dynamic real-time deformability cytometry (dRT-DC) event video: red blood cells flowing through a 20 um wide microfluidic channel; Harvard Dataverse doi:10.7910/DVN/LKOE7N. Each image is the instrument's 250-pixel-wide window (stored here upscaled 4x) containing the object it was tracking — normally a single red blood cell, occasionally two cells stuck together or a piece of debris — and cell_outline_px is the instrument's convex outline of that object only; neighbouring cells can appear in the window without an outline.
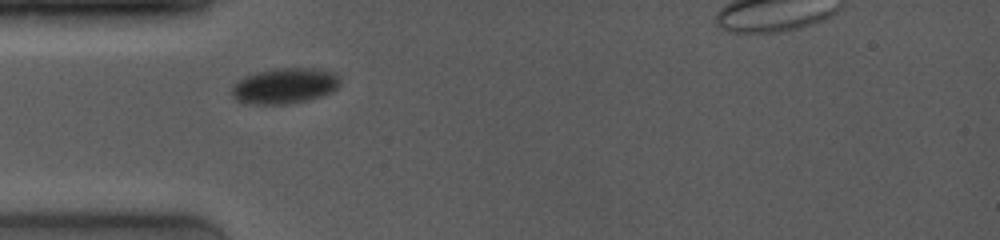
{"species": "common noctule bat (a hibernating species)", "species_latin": "Nyctalus noctula", "temperature_condition": "room temperature", "stored_images_in_passage": 48, "camera_frame_rate_fps": 4000, "um_per_image_px": 0.085, "animal": {"sex": "female", "body_mass_g": 19.0, "forearm_length_mm": 53.3}, "frame": {"image": 1, "passage_image": 3, "time_ms": 0.5, "image_size_px": [1000, 240], "cell_outline_px": [[340, 84], [332, 92], [320, 96], [304, 100], [284, 104], [244, 104], [236, 100], [232, 96], [232, 84], [236, 80], [244, 76], [256, 72], [276, 68], [312, 68], [332, 72], [340, 76]], "centroid_in_image_um": [24.14, 7.29], "position_along_channel_um": 60.9, "area_um2": 22.6}}
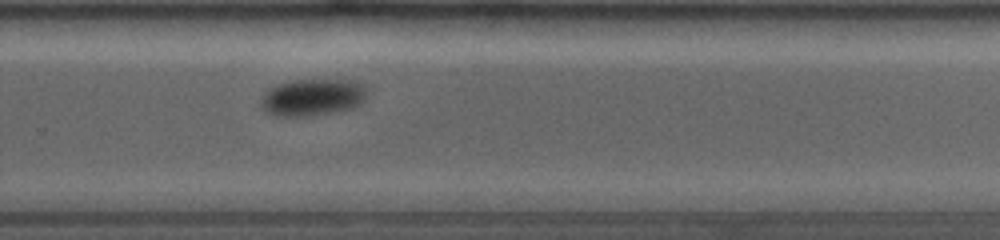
{"frame": {"image": 2, "passage_image": 29, "time_ms": 7.0, "image_size_px": [1000, 240], "cell_outline_px": [[368, 92], [364, 100], [356, 108], [336, 112], [308, 116], [276, 116], [268, 112], [260, 104], [260, 96], [268, 88], [292, 80], [356, 80], [364, 84]], "centroid_in_image_um": [26.6, 8.27], "position_along_channel_um": 303.2, "area_um2": 23.24}}
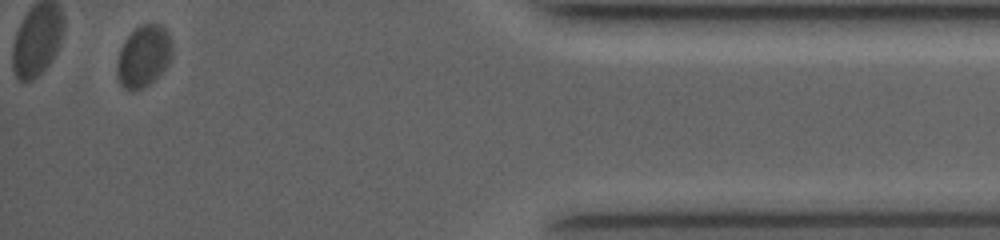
{"frame": {"image": 3, "passage_image": 46, "time_ms": 11.25, "image_size_px": [1000, 240], "cell_outline_px": [[172, 56], [168, 64], [144, 88], [132, 92], [124, 88], [120, 84], [116, 72], [116, 64], [120, 48], [124, 40], [140, 24], [152, 20], [160, 24], [168, 32], [172, 40]], "centroid_in_image_um": [12.2, 4.73], "position_along_channel_um": 423.0, "area_um2": 20.23}, "authors_computed_cell_mechanics": {"area_um2": 23.12, "velocity_mm_per_s": 3.7622, "shape_relaxation_time_tau1_ms": 3.543, "shape_relaxation_time_tau2_ms": null, "deformation_change_tau1": 0.058, "deformation_change_tau2": null}}